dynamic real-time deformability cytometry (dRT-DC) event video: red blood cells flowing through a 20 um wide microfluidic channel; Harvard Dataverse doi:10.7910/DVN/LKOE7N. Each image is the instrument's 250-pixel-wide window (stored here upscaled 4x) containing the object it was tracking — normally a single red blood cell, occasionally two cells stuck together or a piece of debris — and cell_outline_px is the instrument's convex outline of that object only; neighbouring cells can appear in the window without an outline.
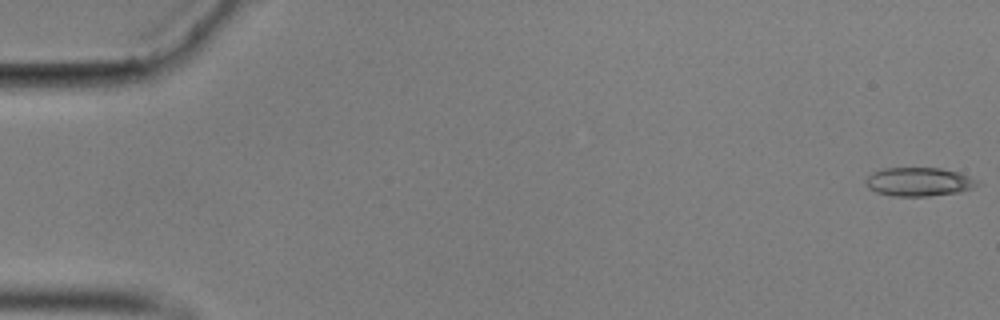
{"species": "common noctule bat (a hibernating species)", "species_latin": "Nyctalus noctula", "temperature_condition": "cold", "stored_images_in_passage": 57, "camera_frame_rate_fps": 3000, "um_per_image_px": 0.085, "animal": {"sex": "male", "body_mass_g": 17.9}, "frame": {"image": 1, "passage_image": 1, "time_ms": 0.0, "image_size_px": [1000, 320], "cell_outline_px": [[980, 184], [972, 188], [960, 192], [928, 196], [892, 196], [876, 192], [868, 188], [864, 180], [872, 172], [884, 168], [940, 168], [960, 172], [980, 180]], "centroid_in_image_um": [78.13, 15.45], "position_along_channel_um": 6.9, "area_um2": 18.9}}
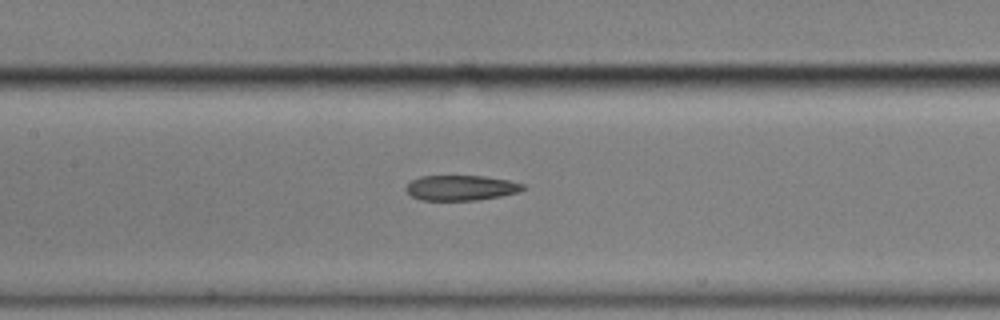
{"frame": {"image": 2, "passage_image": 27, "time_ms": 8.667, "image_size_px": [1000, 320], "cell_outline_px": [[524, 188], [520, 192], [500, 196], [476, 200], [420, 200], [412, 196], [404, 188], [412, 180], [420, 176], [484, 176], [508, 180], [524, 184]], "centroid_in_image_um": [39.18, 15.96], "position_along_channel_um": 168.2, "area_um2": 17.11}}
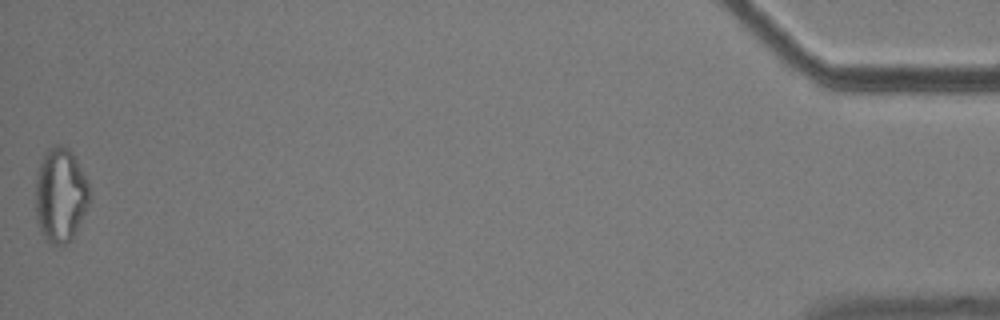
{"frame": {"image": 3, "passage_image": 57, "time_ms": 18.667, "image_size_px": [1000, 320], "cell_outline_px": [[88, 204], [72, 240], [64, 244], [48, 244], [40, 232], [36, 220], [36, 172], [44, 152], [48, 148], [56, 144], [60, 144], [68, 148], [72, 152], [88, 184]], "centroid_in_image_um": [5.09, 16.59], "position_along_channel_um": 430.1, "area_um2": 29.65}, "authors_computed_cell_mechanics": {"area_um2": 18.8428, "velocity_mm_per_s": 3.5329, "shape_relaxation_time_tau1_ms": null, "shape_relaxation_time_tau2_ms": 2.3193, "deformation_change_tau1": null, "deformation_change_tau2": 0.0949}}